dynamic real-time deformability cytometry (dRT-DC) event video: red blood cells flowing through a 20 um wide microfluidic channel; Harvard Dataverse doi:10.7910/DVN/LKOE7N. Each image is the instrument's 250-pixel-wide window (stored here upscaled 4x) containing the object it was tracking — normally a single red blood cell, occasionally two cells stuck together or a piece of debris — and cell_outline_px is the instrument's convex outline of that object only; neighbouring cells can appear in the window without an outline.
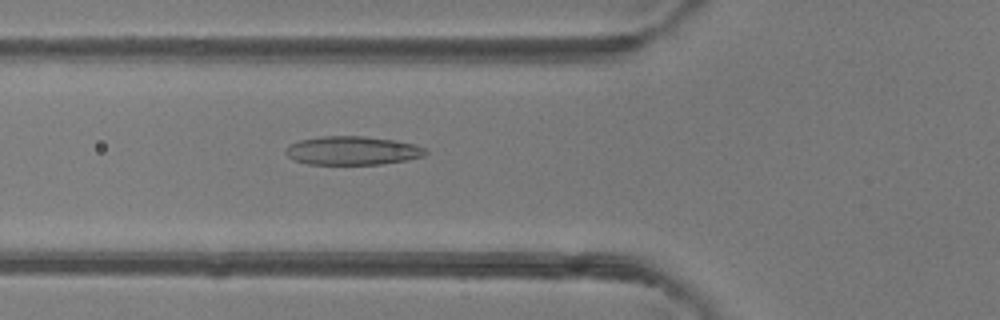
{"species": "common noctule bat (a hibernating species)", "species_latin": "Nyctalus noctula", "temperature_condition": "room temperature", "stored_images_in_passage": 47, "camera_frame_rate_fps": 3000, "um_per_image_px": 0.085, "animal": {"sex": "female"}, "frame": {"image": 1, "passage_image": 16, "time_ms": 5.0, "image_size_px": [1000, 320], "cell_outline_px": [[428, 152], [424, 156], [408, 160], [384, 164], [308, 164], [292, 160], [284, 152], [288, 144], [300, 140], [320, 136], [364, 136], [396, 140], [412, 144], [424, 148]], "centroid_in_image_um": [29.93, 12.8], "position_along_channel_um": 95.9, "area_um2": 23.52}}
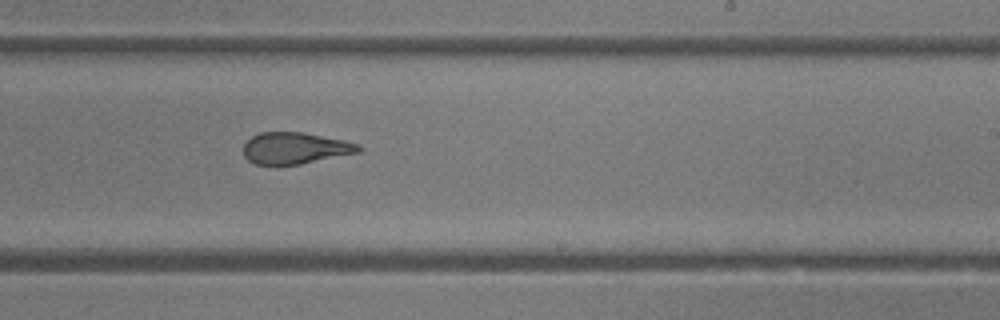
{"frame": {"image": 2, "passage_image": 28, "time_ms": 9.0, "image_size_px": [1000, 320], "cell_outline_px": [[364, 148], [360, 152], [300, 164], [256, 164], [248, 160], [244, 156], [244, 144], [252, 136], [260, 132], [300, 132], [344, 140], [360, 144]], "centroid_in_image_um": [25.11, 12.59], "position_along_channel_um": 263.9, "area_um2": 21.04}}
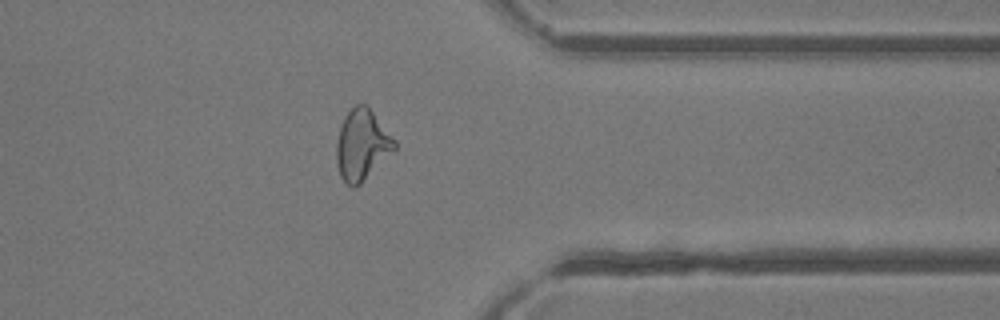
{"frame": {"image": 3, "passage_image": 37, "time_ms": 12.0, "image_size_px": [1000, 320], "cell_outline_px": [[396, 152], [356, 188], [352, 188], [344, 184], [340, 176], [336, 164], [336, 144], [340, 128], [344, 116], [356, 104], [368, 104], [396, 140]], "centroid_in_image_um": [30.8, 12.35], "position_along_channel_um": 380.6, "area_um2": 24.74}, "authors_computed_cell_mechanics": {"area_um2": 23.8136, "velocity_mm_per_s": 4.1828, "shape_relaxation_time_tau1_ms": null, "shape_relaxation_time_tau2_ms": 2.0158, "deformation_change_tau1": null, "deformation_change_tau2": 0.1008}}